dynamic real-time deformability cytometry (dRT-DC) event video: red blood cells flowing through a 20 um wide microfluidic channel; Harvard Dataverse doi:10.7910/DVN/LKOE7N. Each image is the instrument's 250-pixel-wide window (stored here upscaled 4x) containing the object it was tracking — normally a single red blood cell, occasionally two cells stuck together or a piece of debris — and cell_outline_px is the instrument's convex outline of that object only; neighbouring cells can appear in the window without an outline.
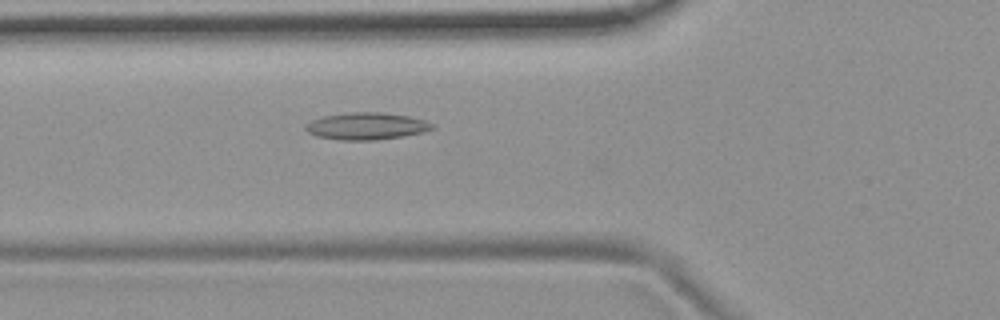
{"species": "common noctule bat (a hibernating species)", "species_latin": "Nyctalus noctula", "temperature_condition": "room temperature", "stored_images_in_passage": 41, "camera_frame_rate_fps": 3000, "um_per_image_px": 0.085, "animal": {"sex": "female", "body_mass_g": 19.9}, "frame": {"image": 1, "passage_image": 7, "time_ms": 2.0, "image_size_px": [1000, 320], "cell_outline_px": [[436, 128], [424, 132], [404, 136], [376, 140], [340, 140], [316, 136], [308, 132], [304, 128], [304, 124], [312, 120], [324, 116], [352, 112], [380, 112], [408, 116], [424, 120], [436, 124]], "centroid_in_image_um": [31.18, 10.72], "position_along_channel_um": 94.6, "area_um2": 20.11}}
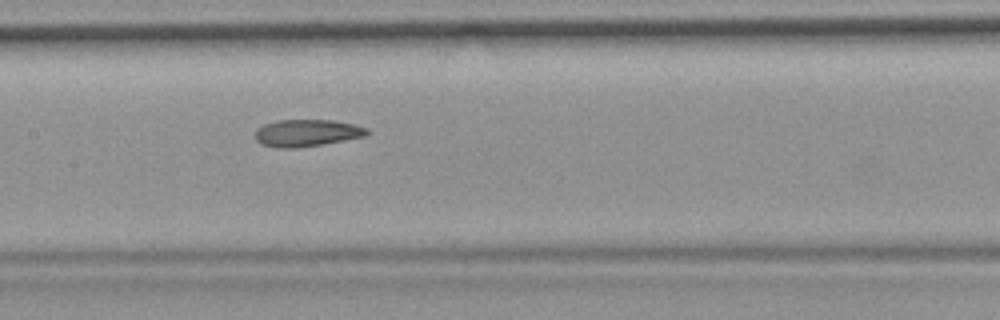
{"frame": {"image": 2, "passage_image": 14, "time_ms": 4.333, "image_size_px": [1000, 320], "cell_outline_px": [[368, 136], [320, 144], [292, 148], [276, 148], [260, 144], [256, 140], [256, 128], [264, 124], [276, 120], [332, 120], [352, 124], [368, 128]], "centroid_in_image_um": [26.05, 11.3], "position_along_channel_um": 181.3, "area_um2": 17.57}}
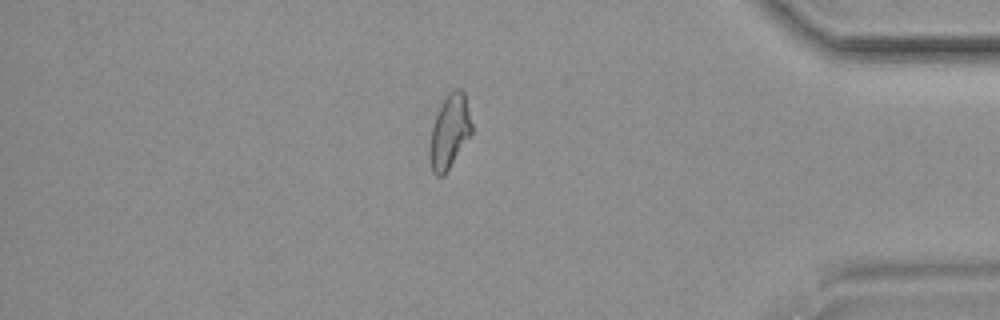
{"frame": {"image": 3, "passage_image": 34, "time_ms": 11.0, "image_size_px": [1000, 320], "cell_outline_px": [[472, 132], [444, 176], [436, 176], [432, 172], [428, 156], [428, 152], [432, 128], [436, 116], [448, 92], [456, 88], [460, 88], [464, 92], [472, 124]], "centroid_in_image_um": [38.19, 11.21], "position_along_channel_um": 397.0, "area_um2": 17.92}}